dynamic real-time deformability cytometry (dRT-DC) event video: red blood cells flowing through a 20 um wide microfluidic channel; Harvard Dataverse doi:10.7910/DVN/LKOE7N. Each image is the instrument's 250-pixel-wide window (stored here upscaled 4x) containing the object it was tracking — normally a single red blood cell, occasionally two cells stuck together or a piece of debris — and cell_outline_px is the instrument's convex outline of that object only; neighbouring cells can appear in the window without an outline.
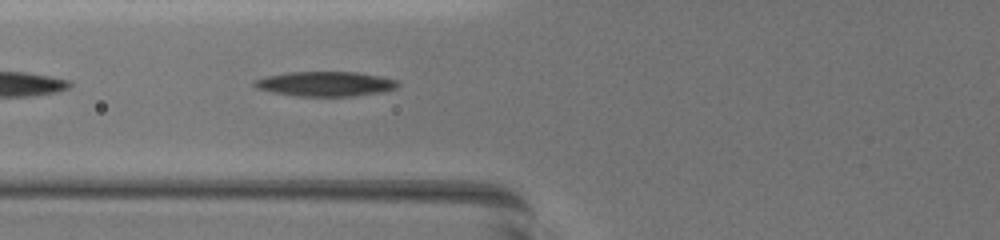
{"species": "common noctule bat (a hibernating species)", "species_latin": "Nyctalus noctula", "temperature_condition": "warm", "stored_images_in_passage": 36, "camera_frame_rate_fps": 3000, "um_per_image_px": 0.085, "animal": {"sex": "female", "body_mass_g": 19.5, "forearm_length_mm": 54.1}, "frame": {"image": 1, "passage_image": 5, "time_ms": 1.333, "image_size_px": [1000, 240], "cell_outline_px": [[400, 84], [396, 88], [376, 92], [352, 96], [296, 96], [256, 88], [252, 84], [252, 80], [268, 76], [288, 72], [356, 72], [396, 80]], "centroid_in_image_um": [27.6, 7.12], "position_along_channel_um": 98.2, "area_um2": 20.29}}
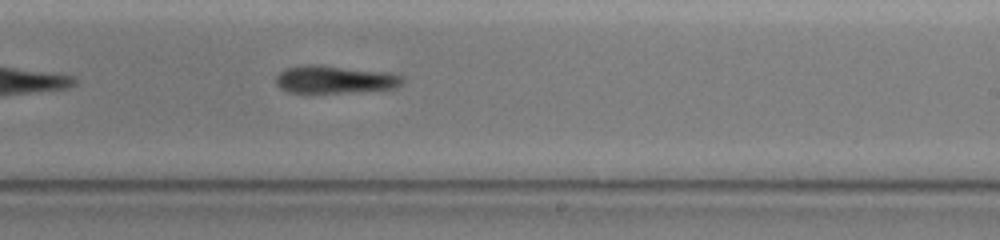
{"frame": {"image": 2, "passage_image": 18, "time_ms": 5.667, "image_size_px": [1000, 240], "cell_outline_px": [[404, 80], [396, 88], [352, 92], [288, 92], [280, 88], [276, 84], [276, 76], [280, 72], [288, 68], [340, 68], [384, 72], [400, 76]], "centroid_in_image_um": [28.48, 6.82], "position_along_channel_um": 260.5, "area_um2": 18.9}}
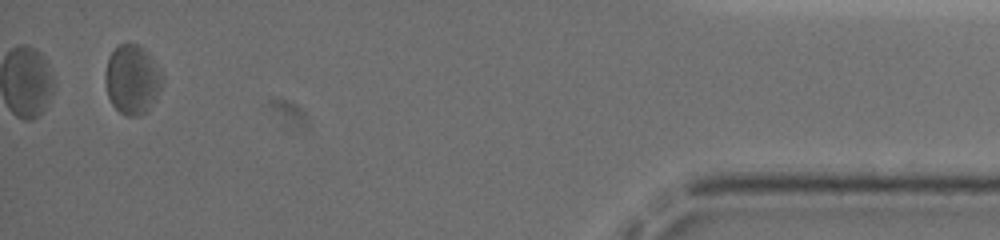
{"frame": {"image": 3, "passage_image": 36, "time_ms": 11.667, "image_size_px": [1000, 240], "cell_outline_px": [[164, 80], [160, 88], [144, 112], [136, 116], [128, 116], [120, 112], [112, 104], [108, 96], [104, 80], [104, 72], [108, 56], [120, 44], [128, 40], [136, 44], [152, 60], [164, 76]], "centroid_in_image_um": [11.18, 6.72], "position_along_channel_um": 424.0, "area_um2": 22.6}, "authors_computed_cell_mechanics": {"area_um2": 20.4901, "velocity_mm_per_s": 3.7541, "shape_relaxation_time_tau1_ms": 2.1439, "shape_relaxation_time_tau2_ms": null, "deformation_change_tau1": 0.0719, "deformation_change_tau2": null}}